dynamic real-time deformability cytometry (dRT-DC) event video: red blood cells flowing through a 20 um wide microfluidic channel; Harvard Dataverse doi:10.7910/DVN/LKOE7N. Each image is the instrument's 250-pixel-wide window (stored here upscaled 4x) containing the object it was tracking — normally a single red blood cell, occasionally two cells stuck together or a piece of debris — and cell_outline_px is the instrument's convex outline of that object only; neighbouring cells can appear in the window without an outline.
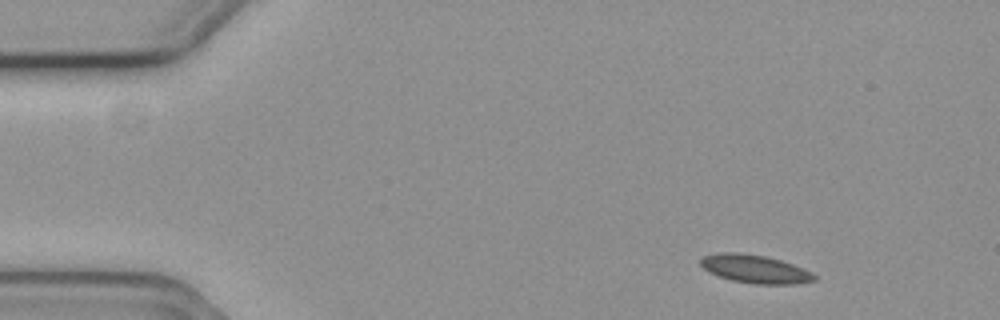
{"species": "common noctule bat (a hibernating species)", "species_latin": "Nyctalus noctula", "temperature_condition": "cold", "stored_images_in_passage": 14, "camera_frame_rate_fps": 3000, "um_per_image_px": 0.085, "animal": {"sex": "female", "body_mass_g": 19.3, "forearm_length_mm": 54.1}, "frame": {"image": 1, "passage_image": 1, "time_ms": 0.0, "image_size_px": [1000, 320], "cell_outline_px": [[816, 280], [796, 284], [752, 284], [732, 280], [708, 272], [700, 264], [700, 256], [716, 252], [736, 252], [764, 256], [780, 260], [804, 268], [812, 272], [816, 276]], "centroid_in_image_um": [64.15, 22.86], "position_along_channel_um": 20.8, "area_um2": 18.84}}
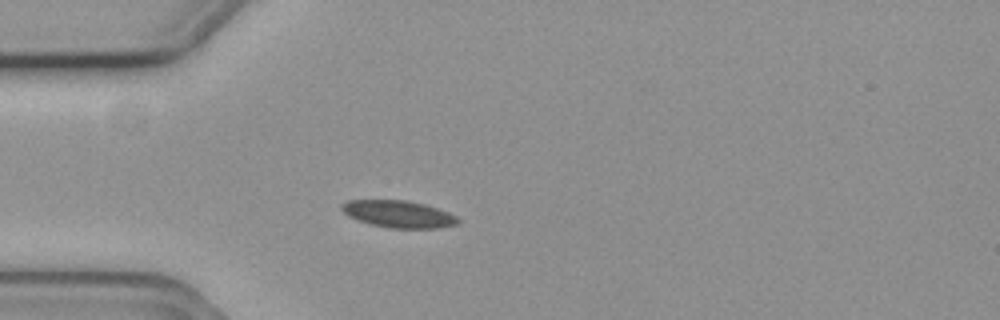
{"frame": {"image": 2, "passage_image": 10, "time_ms": 3.0, "image_size_px": [1000, 320], "cell_outline_px": [[460, 220], [456, 224], [440, 228], [388, 228], [368, 224], [348, 216], [340, 208], [340, 204], [348, 200], [404, 200], [424, 204], [448, 212], [456, 216]], "centroid_in_image_um": [33.84, 18.2], "position_along_channel_um": 51.2, "area_um2": 18.38}}
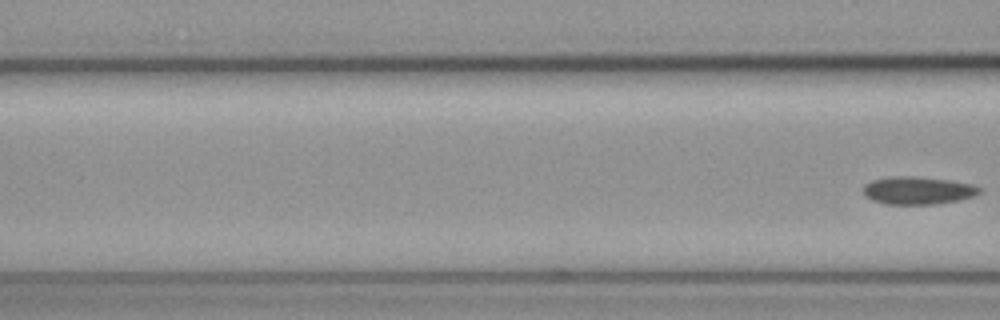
{"frame": {"image": 3, "passage_image": 14, "time_ms": 4.333, "image_size_px": [1000, 320], "cell_outline_px": [[980, 192], [976, 196], [960, 200], [936, 204], [884, 204], [872, 200], [864, 196], [860, 188], [864, 184], [872, 180], [888, 176], [912, 176], [952, 180], [972, 184], [980, 188]], "centroid_in_image_um": [77.97, 16.19], "position_along_channel_um": 88.6, "area_um2": 19.19}}